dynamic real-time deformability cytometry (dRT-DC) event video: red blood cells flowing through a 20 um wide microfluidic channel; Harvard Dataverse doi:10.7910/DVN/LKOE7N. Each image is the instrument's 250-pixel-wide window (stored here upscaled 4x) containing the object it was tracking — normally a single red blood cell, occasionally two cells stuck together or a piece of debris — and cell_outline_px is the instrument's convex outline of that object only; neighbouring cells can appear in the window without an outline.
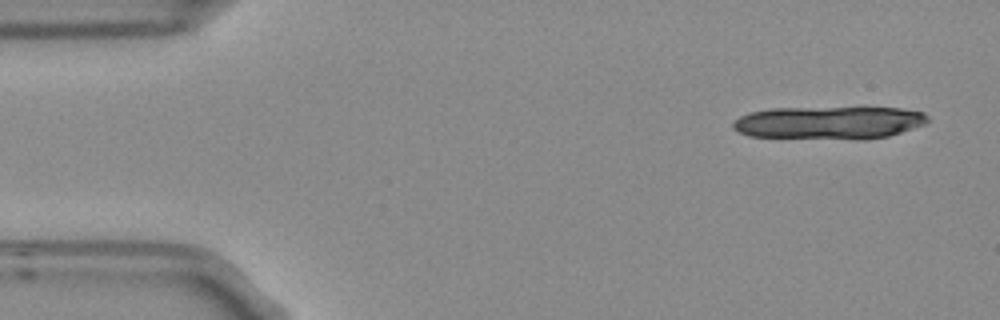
{"species": "Egyptian fruit bat (a non-hibernating species)", "species_latin": "Rousettus aegyptiacus", "temperature_condition": "room temperature", "stored_images_in_passage": 7, "camera_frame_rate_fps": 3000, "um_per_image_px": 0.085, "frame": {"image": 1, "passage_image": 1, "time_ms": 0.0, "image_size_px": [1000, 320], "cell_outline_px": [[928, 120], [924, 124], [888, 136], [864, 140], [856, 140], [748, 136], [732, 128], [732, 124], [740, 116], [748, 112], [772, 108], [900, 108], [924, 112], [928, 116]], "centroid_in_image_um": [70.45, 10.44], "position_along_channel_um": 14.5, "area_um2": 37.45}}